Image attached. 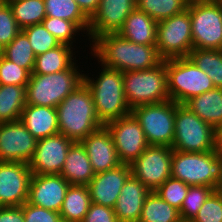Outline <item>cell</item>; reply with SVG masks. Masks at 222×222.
<instances>
[{"label":"cell","instance_id":"cell-1","mask_svg":"<svg viewBox=\"0 0 222 222\" xmlns=\"http://www.w3.org/2000/svg\"><path fill=\"white\" fill-rule=\"evenodd\" d=\"M91 45V54L99 64L121 72L147 70L163 61L156 45L133 43L118 33L104 34Z\"/></svg>","mask_w":222,"mask_h":222},{"label":"cell","instance_id":"cell-2","mask_svg":"<svg viewBox=\"0 0 222 222\" xmlns=\"http://www.w3.org/2000/svg\"><path fill=\"white\" fill-rule=\"evenodd\" d=\"M59 133L74 142L104 126L95 111L92 92L85 83L70 93L57 107Z\"/></svg>","mask_w":222,"mask_h":222},{"label":"cell","instance_id":"cell-3","mask_svg":"<svg viewBox=\"0 0 222 222\" xmlns=\"http://www.w3.org/2000/svg\"><path fill=\"white\" fill-rule=\"evenodd\" d=\"M101 65L95 79L84 74V83L92 92L95 111L105 125L113 120L128 116L131 109L124 94L123 72Z\"/></svg>","mask_w":222,"mask_h":222},{"label":"cell","instance_id":"cell-4","mask_svg":"<svg viewBox=\"0 0 222 222\" xmlns=\"http://www.w3.org/2000/svg\"><path fill=\"white\" fill-rule=\"evenodd\" d=\"M171 177L189 186H207L215 189L222 177V155L208 152H180L173 150Z\"/></svg>","mask_w":222,"mask_h":222},{"label":"cell","instance_id":"cell-5","mask_svg":"<svg viewBox=\"0 0 222 222\" xmlns=\"http://www.w3.org/2000/svg\"><path fill=\"white\" fill-rule=\"evenodd\" d=\"M76 63L52 74H31L26 86V104L56 108L70 93L84 83V73Z\"/></svg>","mask_w":222,"mask_h":222},{"label":"cell","instance_id":"cell-6","mask_svg":"<svg viewBox=\"0 0 222 222\" xmlns=\"http://www.w3.org/2000/svg\"><path fill=\"white\" fill-rule=\"evenodd\" d=\"M123 82L124 94L131 110L137 106L170 100L166 60L147 70L123 72Z\"/></svg>","mask_w":222,"mask_h":222},{"label":"cell","instance_id":"cell-7","mask_svg":"<svg viewBox=\"0 0 222 222\" xmlns=\"http://www.w3.org/2000/svg\"><path fill=\"white\" fill-rule=\"evenodd\" d=\"M168 95L177 104L215 88L211 78L189 58L166 60Z\"/></svg>","mask_w":222,"mask_h":222},{"label":"cell","instance_id":"cell-8","mask_svg":"<svg viewBox=\"0 0 222 222\" xmlns=\"http://www.w3.org/2000/svg\"><path fill=\"white\" fill-rule=\"evenodd\" d=\"M172 149L180 152L215 150V129L183 104L176 103Z\"/></svg>","mask_w":222,"mask_h":222},{"label":"cell","instance_id":"cell-9","mask_svg":"<svg viewBox=\"0 0 222 222\" xmlns=\"http://www.w3.org/2000/svg\"><path fill=\"white\" fill-rule=\"evenodd\" d=\"M131 114L141 125L148 145L172 147L176 102L168 100L133 108Z\"/></svg>","mask_w":222,"mask_h":222},{"label":"cell","instance_id":"cell-10","mask_svg":"<svg viewBox=\"0 0 222 222\" xmlns=\"http://www.w3.org/2000/svg\"><path fill=\"white\" fill-rule=\"evenodd\" d=\"M193 49L222 47V0L189 3Z\"/></svg>","mask_w":222,"mask_h":222},{"label":"cell","instance_id":"cell-11","mask_svg":"<svg viewBox=\"0 0 222 222\" xmlns=\"http://www.w3.org/2000/svg\"><path fill=\"white\" fill-rule=\"evenodd\" d=\"M156 48L163 60L188 57L193 49L190 12L157 23Z\"/></svg>","mask_w":222,"mask_h":222},{"label":"cell","instance_id":"cell-12","mask_svg":"<svg viewBox=\"0 0 222 222\" xmlns=\"http://www.w3.org/2000/svg\"><path fill=\"white\" fill-rule=\"evenodd\" d=\"M173 149L168 146L149 145L132 163L131 174L151 192L171 177Z\"/></svg>","mask_w":222,"mask_h":222},{"label":"cell","instance_id":"cell-13","mask_svg":"<svg viewBox=\"0 0 222 222\" xmlns=\"http://www.w3.org/2000/svg\"><path fill=\"white\" fill-rule=\"evenodd\" d=\"M104 126L112 136L122 164H132L149 146L141 125L132 114L108 122Z\"/></svg>","mask_w":222,"mask_h":222},{"label":"cell","instance_id":"cell-14","mask_svg":"<svg viewBox=\"0 0 222 222\" xmlns=\"http://www.w3.org/2000/svg\"><path fill=\"white\" fill-rule=\"evenodd\" d=\"M32 171L25 162L0 161V203L22 206L28 201Z\"/></svg>","mask_w":222,"mask_h":222},{"label":"cell","instance_id":"cell-15","mask_svg":"<svg viewBox=\"0 0 222 222\" xmlns=\"http://www.w3.org/2000/svg\"><path fill=\"white\" fill-rule=\"evenodd\" d=\"M37 141L20 120L0 123V161L29 163Z\"/></svg>","mask_w":222,"mask_h":222},{"label":"cell","instance_id":"cell-16","mask_svg":"<svg viewBox=\"0 0 222 222\" xmlns=\"http://www.w3.org/2000/svg\"><path fill=\"white\" fill-rule=\"evenodd\" d=\"M74 143L63 134H56L39 139L30 160L32 174H60L70 146Z\"/></svg>","mask_w":222,"mask_h":222},{"label":"cell","instance_id":"cell-17","mask_svg":"<svg viewBox=\"0 0 222 222\" xmlns=\"http://www.w3.org/2000/svg\"><path fill=\"white\" fill-rule=\"evenodd\" d=\"M134 9L136 0H100L97 12L90 19V45L104 34L117 33Z\"/></svg>","mask_w":222,"mask_h":222},{"label":"cell","instance_id":"cell-18","mask_svg":"<svg viewBox=\"0 0 222 222\" xmlns=\"http://www.w3.org/2000/svg\"><path fill=\"white\" fill-rule=\"evenodd\" d=\"M69 186L60 174H32L27 202L59 213Z\"/></svg>","mask_w":222,"mask_h":222},{"label":"cell","instance_id":"cell-19","mask_svg":"<svg viewBox=\"0 0 222 222\" xmlns=\"http://www.w3.org/2000/svg\"><path fill=\"white\" fill-rule=\"evenodd\" d=\"M130 175L131 167L128 164L96 173L87 185L91 202L114 209L121 189Z\"/></svg>","mask_w":222,"mask_h":222},{"label":"cell","instance_id":"cell-20","mask_svg":"<svg viewBox=\"0 0 222 222\" xmlns=\"http://www.w3.org/2000/svg\"><path fill=\"white\" fill-rule=\"evenodd\" d=\"M81 143L86 149L95 174L122 164L118 158L112 136L105 126L89 134Z\"/></svg>","mask_w":222,"mask_h":222},{"label":"cell","instance_id":"cell-21","mask_svg":"<svg viewBox=\"0 0 222 222\" xmlns=\"http://www.w3.org/2000/svg\"><path fill=\"white\" fill-rule=\"evenodd\" d=\"M150 190L132 174L127 178L114 207L118 222H138Z\"/></svg>","mask_w":222,"mask_h":222},{"label":"cell","instance_id":"cell-22","mask_svg":"<svg viewBox=\"0 0 222 222\" xmlns=\"http://www.w3.org/2000/svg\"><path fill=\"white\" fill-rule=\"evenodd\" d=\"M20 121L37 140L59 133L56 108L26 104Z\"/></svg>","mask_w":222,"mask_h":222},{"label":"cell","instance_id":"cell-23","mask_svg":"<svg viewBox=\"0 0 222 222\" xmlns=\"http://www.w3.org/2000/svg\"><path fill=\"white\" fill-rule=\"evenodd\" d=\"M60 175L70 185H88L94 177L91 162L81 142H74L67 153Z\"/></svg>","mask_w":222,"mask_h":222},{"label":"cell","instance_id":"cell-24","mask_svg":"<svg viewBox=\"0 0 222 222\" xmlns=\"http://www.w3.org/2000/svg\"><path fill=\"white\" fill-rule=\"evenodd\" d=\"M157 21L139 9H134L117 32L133 43L156 45Z\"/></svg>","mask_w":222,"mask_h":222},{"label":"cell","instance_id":"cell-25","mask_svg":"<svg viewBox=\"0 0 222 222\" xmlns=\"http://www.w3.org/2000/svg\"><path fill=\"white\" fill-rule=\"evenodd\" d=\"M214 129L222 123V88H213L187 100L184 104Z\"/></svg>","mask_w":222,"mask_h":222},{"label":"cell","instance_id":"cell-26","mask_svg":"<svg viewBox=\"0 0 222 222\" xmlns=\"http://www.w3.org/2000/svg\"><path fill=\"white\" fill-rule=\"evenodd\" d=\"M74 46L61 43L59 46L36 56L32 74H52L70 69L76 62ZM73 58V59H72Z\"/></svg>","mask_w":222,"mask_h":222},{"label":"cell","instance_id":"cell-27","mask_svg":"<svg viewBox=\"0 0 222 222\" xmlns=\"http://www.w3.org/2000/svg\"><path fill=\"white\" fill-rule=\"evenodd\" d=\"M91 203L88 186L70 185L59 212L62 222H82Z\"/></svg>","mask_w":222,"mask_h":222},{"label":"cell","instance_id":"cell-28","mask_svg":"<svg viewBox=\"0 0 222 222\" xmlns=\"http://www.w3.org/2000/svg\"><path fill=\"white\" fill-rule=\"evenodd\" d=\"M25 105V86L0 84V123L20 120Z\"/></svg>","mask_w":222,"mask_h":222},{"label":"cell","instance_id":"cell-29","mask_svg":"<svg viewBox=\"0 0 222 222\" xmlns=\"http://www.w3.org/2000/svg\"><path fill=\"white\" fill-rule=\"evenodd\" d=\"M180 220L179 210L152 191L145 199L138 222H179Z\"/></svg>","mask_w":222,"mask_h":222},{"label":"cell","instance_id":"cell-30","mask_svg":"<svg viewBox=\"0 0 222 222\" xmlns=\"http://www.w3.org/2000/svg\"><path fill=\"white\" fill-rule=\"evenodd\" d=\"M46 17L61 18L74 22L82 32L87 33L90 19L82 12L75 0H44Z\"/></svg>","mask_w":222,"mask_h":222},{"label":"cell","instance_id":"cell-31","mask_svg":"<svg viewBox=\"0 0 222 222\" xmlns=\"http://www.w3.org/2000/svg\"><path fill=\"white\" fill-rule=\"evenodd\" d=\"M6 3L21 29L40 24L46 17L44 0H6Z\"/></svg>","mask_w":222,"mask_h":222},{"label":"cell","instance_id":"cell-32","mask_svg":"<svg viewBox=\"0 0 222 222\" xmlns=\"http://www.w3.org/2000/svg\"><path fill=\"white\" fill-rule=\"evenodd\" d=\"M0 54L32 74L36 55L22 31L0 51Z\"/></svg>","mask_w":222,"mask_h":222},{"label":"cell","instance_id":"cell-33","mask_svg":"<svg viewBox=\"0 0 222 222\" xmlns=\"http://www.w3.org/2000/svg\"><path fill=\"white\" fill-rule=\"evenodd\" d=\"M188 57L206 72L216 88H222V54L219 50L192 49Z\"/></svg>","mask_w":222,"mask_h":222},{"label":"cell","instance_id":"cell-34","mask_svg":"<svg viewBox=\"0 0 222 222\" xmlns=\"http://www.w3.org/2000/svg\"><path fill=\"white\" fill-rule=\"evenodd\" d=\"M188 4L187 0H136V8L157 22L184 12Z\"/></svg>","mask_w":222,"mask_h":222},{"label":"cell","instance_id":"cell-35","mask_svg":"<svg viewBox=\"0 0 222 222\" xmlns=\"http://www.w3.org/2000/svg\"><path fill=\"white\" fill-rule=\"evenodd\" d=\"M21 31L27 36L28 41L36 56L45 53L61 44L42 23L27 26Z\"/></svg>","mask_w":222,"mask_h":222},{"label":"cell","instance_id":"cell-36","mask_svg":"<svg viewBox=\"0 0 222 222\" xmlns=\"http://www.w3.org/2000/svg\"><path fill=\"white\" fill-rule=\"evenodd\" d=\"M214 189L207 186H189L187 195L179 210L181 219L193 220Z\"/></svg>","mask_w":222,"mask_h":222},{"label":"cell","instance_id":"cell-37","mask_svg":"<svg viewBox=\"0 0 222 222\" xmlns=\"http://www.w3.org/2000/svg\"><path fill=\"white\" fill-rule=\"evenodd\" d=\"M43 26L61 43L73 46L76 34L82 30L74 23L61 18L45 17Z\"/></svg>","mask_w":222,"mask_h":222},{"label":"cell","instance_id":"cell-38","mask_svg":"<svg viewBox=\"0 0 222 222\" xmlns=\"http://www.w3.org/2000/svg\"><path fill=\"white\" fill-rule=\"evenodd\" d=\"M189 185L175 178H168L155 192L171 206L180 210L187 195Z\"/></svg>","mask_w":222,"mask_h":222},{"label":"cell","instance_id":"cell-39","mask_svg":"<svg viewBox=\"0 0 222 222\" xmlns=\"http://www.w3.org/2000/svg\"><path fill=\"white\" fill-rule=\"evenodd\" d=\"M31 73L0 54V84L27 86Z\"/></svg>","mask_w":222,"mask_h":222},{"label":"cell","instance_id":"cell-40","mask_svg":"<svg viewBox=\"0 0 222 222\" xmlns=\"http://www.w3.org/2000/svg\"><path fill=\"white\" fill-rule=\"evenodd\" d=\"M21 28L15 20L11 8L5 2L0 5V51L7 46L19 33Z\"/></svg>","mask_w":222,"mask_h":222},{"label":"cell","instance_id":"cell-41","mask_svg":"<svg viewBox=\"0 0 222 222\" xmlns=\"http://www.w3.org/2000/svg\"><path fill=\"white\" fill-rule=\"evenodd\" d=\"M193 222H222V200L215 191L198 210Z\"/></svg>","mask_w":222,"mask_h":222},{"label":"cell","instance_id":"cell-42","mask_svg":"<svg viewBox=\"0 0 222 222\" xmlns=\"http://www.w3.org/2000/svg\"><path fill=\"white\" fill-rule=\"evenodd\" d=\"M25 222H62L58 212L45 209L36 205H31L28 202L22 206Z\"/></svg>","mask_w":222,"mask_h":222},{"label":"cell","instance_id":"cell-43","mask_svg":"<svg viewBox=\"0 0 222 222\" xmlns=\"http://www.w3.org/2000/svg\"><path fill=\"white\" fill-rule=\"evenodd\" d=\"M82 222H118L114 209L91 203Z\"/></svg>","mask_w":222,"mask_h":222},{"label":"cell","instance_id":"cell-44","mask_svg":"<svg viewBox=\"0 0 222 222\" xmlns=\"http://www.w3.org/2000/svg\"><path fill=\"white\" fill-rule=\"evenodd\" d=\"M0 222H25L21 206H3L0 209Z\"/></svg>","mask_w":222,"mask_h":222},{"label":"cell","instance_id":"cell-45","mask_svg":"<svg viewBox=\"0 0 222 222\" xmlns=\"http://www.w3.org/2000/svg\"><path fill=\"white\" fill-rule=\"evenodd\" d=\"M82 12L91 19L97 12L100 4V0H75Z\"/></svg>","mask_w":222,"mask_h":222},{"label":"cell","instance_id":"cell-46","mask_svg":"<svg viewBox=\"0 0 222 222\" xmlns=\"http://www.w3.org/2000/svg\"><path fill=\"white\" fill-rule=\"evenodd\" d=\"M215 150L222 155V123L215 128Z\"/></svg>","mask_w":222,"mask_h":222},{"label":"cell","instance_id":"cell-47","mask_svg":"<svg viewBox=\"0 0 222 222\" xmlns=\"http://www.w3.org/2000/svg\"><path fill=\"white\" fill-rule=\"evenodd\" d=\"M214 191H215V193L220 197V199L222 200V177H221L220 180L217 182Z\"/></svg>","mask_w":222,"mask_h":222},{"label":"cell","instance_id":"cell-48","mask_svg":"<svg viewBox=\"0 0 222 222\" xmlns=\"http://www.w3.org/2000/svg\"><path fill=\"white\" fill-rule=\"evenodd\" d=\"M188 3H193V2H207V1H219V0H187Z\"/></svg>","mask_w":222,"mask_h":222},{"label":"cell","instance_id":"cell-49","mask_svg":"<svg viewBox=\"0 0 222 222\" xmlns=\"http://www.w3.org/2000/svg\"><path fill=\"white\" fill-rule=\"evenodd\" d=\"M179 222H193L192 220H184V219H181Z\"/></svg>","mask_w":222,"mask_h":222},{"label":"cell","instance_id":"cell-50","mask_svg":"<svg viewBox=\"0 0 222 222\" xmlns=\"http://www.w3.org/2000/svg\"><path fill=\"white\" fill-rule=\"evenodd\" d=\"M6 2V0H0V5L4 4Z\"/></svg>","mask_w":222,"mask_h":222}]
</instances>
